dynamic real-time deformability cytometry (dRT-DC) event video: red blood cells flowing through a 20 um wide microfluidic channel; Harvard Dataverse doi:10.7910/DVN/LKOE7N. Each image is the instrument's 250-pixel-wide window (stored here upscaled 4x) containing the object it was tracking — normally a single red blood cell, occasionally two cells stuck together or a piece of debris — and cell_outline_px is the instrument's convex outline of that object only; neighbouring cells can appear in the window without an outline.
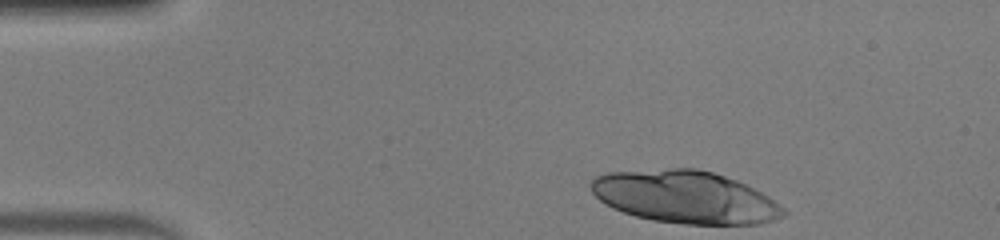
{"species": "human", "species_latin": "Homo sapiens", "temperature_condition": "warm", "stored_images_in_passage": 41, "camera_frame_rate_fps": 3000, "um_per_image_px": 0.085, "donor": {"sex": "male"}, "frame": {"image": 1, "passage_image": 1, "time_ms": 0.0, "image_size_px": [1000, 240], "cell_outline_px": [[788, 212], [784, 216], [760, 224], [684, 224], [652, 220], [636, 216], [612, 208], [604, 204], [592, 192], [588, 184], [596, 176], [608, 172], [672, 168], [696, 168], [712, 172], [736, 180], [768, 196], [784, 208]], "centroid_in_image_um": [58.21, 16.75], "position_along_channel_um": 26.8, "area_um2": 58.84}}